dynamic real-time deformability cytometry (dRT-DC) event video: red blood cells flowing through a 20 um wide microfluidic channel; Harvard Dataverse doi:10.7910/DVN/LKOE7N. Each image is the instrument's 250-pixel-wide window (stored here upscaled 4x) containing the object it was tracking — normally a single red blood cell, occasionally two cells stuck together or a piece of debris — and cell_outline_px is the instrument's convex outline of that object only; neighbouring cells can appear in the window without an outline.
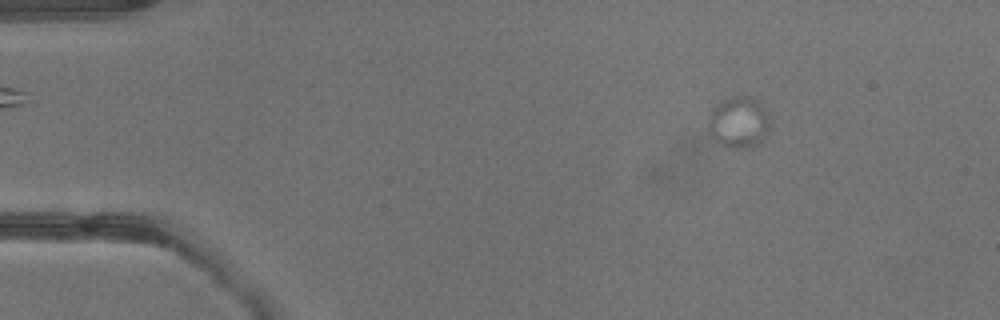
{"species": "common noctule bat (a hibernating species)", "species_latin": "Nyctalus noctula", "temperature_condition": "warm", "stored_images_in_passage": 25, "camera_frame_rate_fps": 3000, "um_per_image_px": 0.085, "animal": {"sex": "male", "body_mass_g": 13.3}, "frame": {"image": 1, "passage_image": 6, "time_ms": 1.667, "image_size_px": [1000, 320], "cell_outline_px": [[772, 120], [768, 128], [760, 140], [756, 144], [740, 148], [728, 148], [720, 144], [708, 136], [708, 116], [712, 108], [720, 100], [732, 96], [752, 96], [760, 100]], "centroid_in_image_um": [62.75, 10.35], "position_along_channel_um": 22.2, "area_um2": 18.9}}
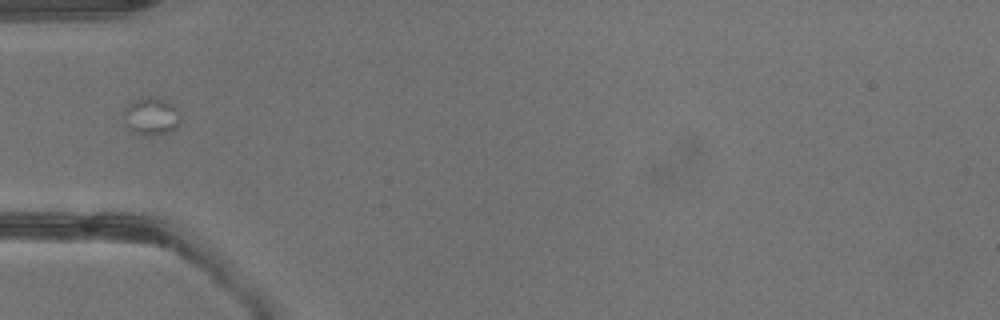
{"frame": {"image": 2, "passage_image": 14, "time_ms": 4.333, "image_size_px": [1000, 320], "cell_outline_px": [[180, 124], [172, 132], [152, 136], [144, 136], [132, 132], [128, 128], [124, 116], [124, 108], [136, 100], [148, 96], [152, 96], [164, 100], [172, 104], [180, 120]], "centroid_in_image_um": [12.85, 9.93], "position_along_channel_um": 72.1, "area_um2": 12.37}}